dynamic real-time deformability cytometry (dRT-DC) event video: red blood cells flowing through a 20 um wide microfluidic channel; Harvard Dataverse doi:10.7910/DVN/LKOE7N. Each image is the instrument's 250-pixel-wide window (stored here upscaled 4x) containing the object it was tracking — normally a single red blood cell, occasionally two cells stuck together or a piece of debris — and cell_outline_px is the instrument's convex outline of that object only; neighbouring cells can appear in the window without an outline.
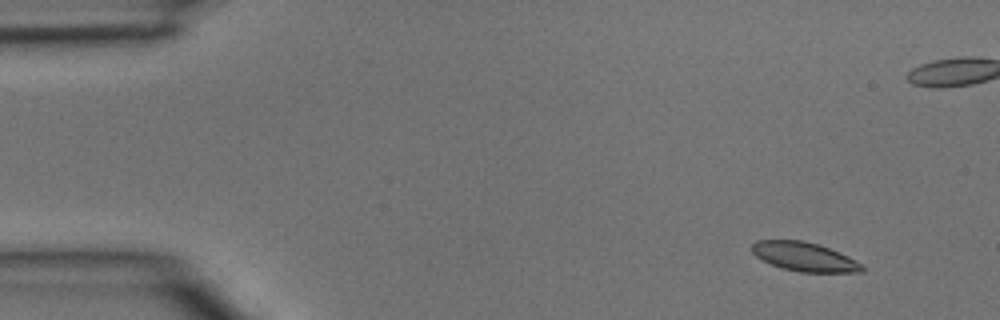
{"species": "common noctule bat (a hibernating species)", "species_latin": "Nyctalus noctula", "temperature_condition": "room temperature", "stored_images_in_passage": 4, "camera_frame_rate_fps": 3000, "um_per_image_px": 0.085, "animal": {"sex": "male", "body_mass_g": 15.6}, "frame": {"image": 1, "passage_image": 1, "time_ms": 0.0, "image_size_px": [1000, 320], "cell_outline_px": [[864, 272], [800, 272], [780, 268], [756, 256], [752, 252], [752, 244], [756, 240], [804, 240], [828, 248], [848, 256], [864, 264]], "centroid_in_image_um": [68.39, 21.83], "position_along_channel_um": 16.6, "area_um2": 18.55}}